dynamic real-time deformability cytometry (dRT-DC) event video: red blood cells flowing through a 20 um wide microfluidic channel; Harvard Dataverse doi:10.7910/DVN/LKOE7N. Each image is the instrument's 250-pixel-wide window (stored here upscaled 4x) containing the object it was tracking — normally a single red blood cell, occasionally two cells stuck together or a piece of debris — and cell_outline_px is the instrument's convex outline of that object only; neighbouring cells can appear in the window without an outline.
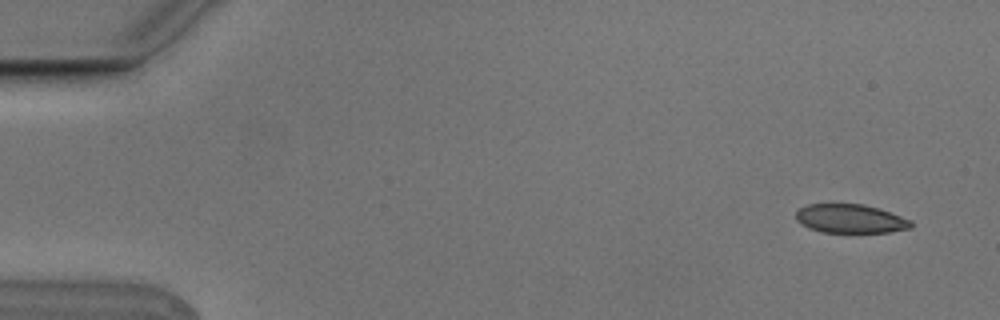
{"species": "Egyptian fruit bat (a non-hibernating species)", "species_latin": "Rousettus aegyptiacus", "temperature_condition": "cold", "stored_images_in_passage": 4, "camera_frame_rate_fps": 3000, "um_per_image_px": 0.085, "animal": {"sex": "male"}, "frame": {"image": 1, "passage_image": 1, "time_ms": 0.0, "image_size_px": [1000, 320], "cell_outline_px": [[912, 228], [888, 232], [824, 232], [808, 228], [800, 224], [796, 220], [796, 212], [800, 208], [808, 204], [864, 204], [880, 208], [912, 220]], "centroid_in_image_um": [72.29, 18.58], "position_along_channel_um": 12.7, "area_um2": 19.42}}
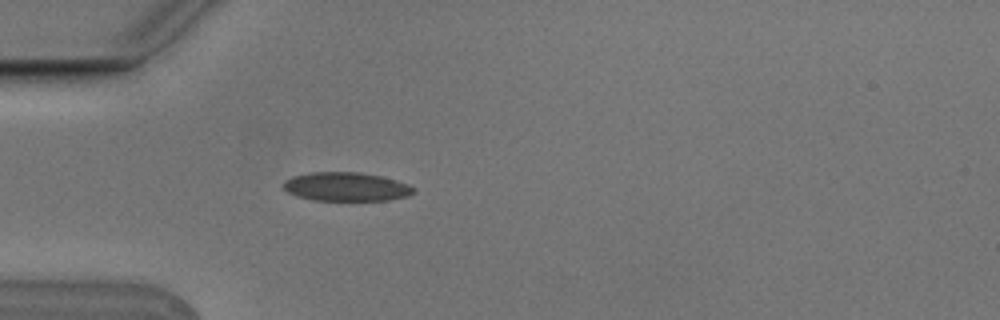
{"frame": {"image": 2, "passage_image": 4, "time_ms": 1.0, "image_size_px": [1000, 320], "cell_outline_px": [[416, 192], [408, 196], [388, 200], [312, 200], [296, 196], [288, 192], [284, 188], [284, 180], [292, 176], [312, 172], [360, 172], [380, 176], [396, 180], [408, 184], [416, 188]], "centroid_in_image_um": [29.44, 15.87], "position_along_channel_um": 55.6, "area_um2": 21.91}}